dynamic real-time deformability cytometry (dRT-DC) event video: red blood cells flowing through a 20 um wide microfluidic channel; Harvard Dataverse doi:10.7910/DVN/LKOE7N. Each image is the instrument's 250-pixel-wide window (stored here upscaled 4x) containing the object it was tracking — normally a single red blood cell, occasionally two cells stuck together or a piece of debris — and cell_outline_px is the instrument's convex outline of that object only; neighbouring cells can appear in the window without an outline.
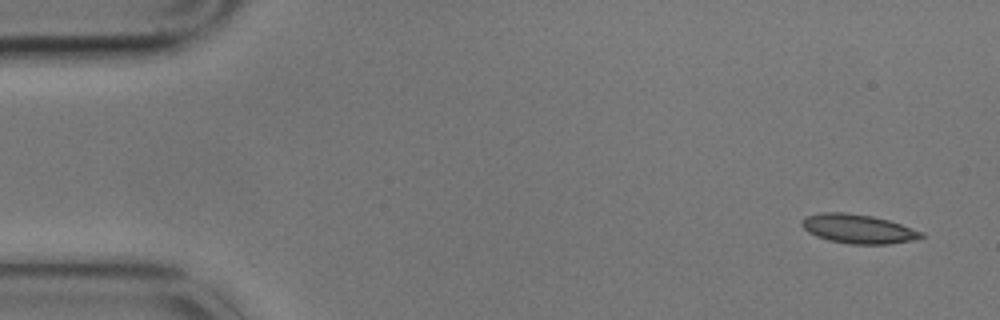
{"species": "common noctule bat (a hibernating species)", "species_latin": "Nyctalus noctula", "temperature_condition": "cold", "stored_images_in_passage": 4, "camera_frame_rate_fps": 3000, "um_per_image_px": 0.085, "animal": {"sex": "male", "body_mass_g": 17.9}, "frame": {"image": 1, "passage_image": 1, "time_ms": 0.0, "image_size_px": [1000, 320], "cell_outline_px": [[924, 236], [912, 240], [888, 244], [848, 244], [828, 240], [816, 236], [808, 232], [800, 224], [800, 220], [804, 216], [820, 212], [844, 212], [872, 216], [888, 220], [924, 232]], "centroid_in_image_um": [72.88, 19.44], "position_along_channel_um": 12.1, "area_um2": 20.35}}
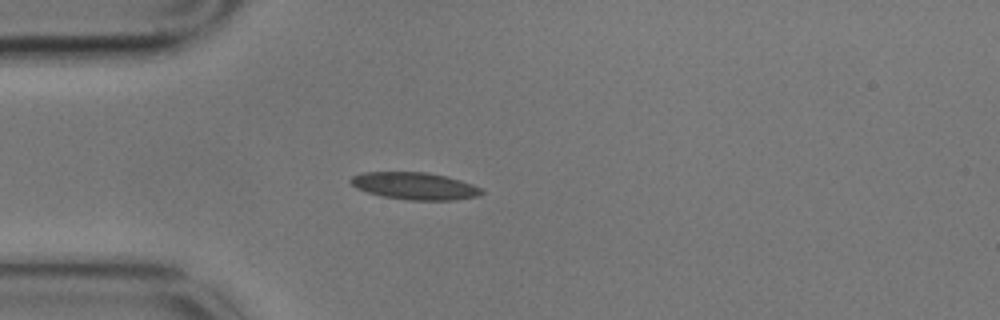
{"frame": {"image": 2, "passage_image": 4, "time_ms": 1.0, "image_size_px": [1000, 320], "cell_outline_px": [[484, 192], [480, 196], [452, 200], [408, 200], [380, 196], [356, 188], [348, 180], [352, 176], [364, 172], [428, 172], [448, 176], [472, 184], [480, 188]], "centroid_in_image_um": [35.25, 15.8], "position_along_channel_um": 49.7, "area_um2": 20.87}}